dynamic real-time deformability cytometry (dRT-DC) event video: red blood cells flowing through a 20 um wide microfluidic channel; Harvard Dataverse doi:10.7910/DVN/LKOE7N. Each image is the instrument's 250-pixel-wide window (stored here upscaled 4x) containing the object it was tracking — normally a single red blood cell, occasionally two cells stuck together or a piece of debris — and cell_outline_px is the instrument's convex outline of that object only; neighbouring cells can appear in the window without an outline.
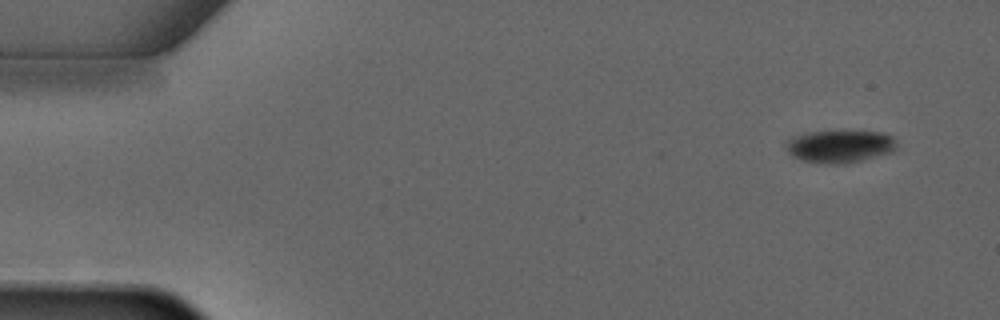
{"species": "common noctule bat (a hibernating species)", "species_latin": "Nyctalus noctula", "temperature_condition": "warm", "stored_images_in_passage": 4, "camera_frame_rate_fps": 3000, "um_per_image_px": 0.085, "animal": {"sex": "male", "forearm_length_mm": 52.5}, "frame": {"image": 1, "passage_image": 1, "time_ms": 0.0, "image_size_px": [1000, 320], "cell_outline_px": [[896, 148], [892, 152], [844, 164], [828, 164], [804, 160], [792, 156], [784, 148], [784, 144], [792, 136], [808, 132], [884, 132], [892, 136], [896, 140]], "centroid_in_image_um": [71.36, 12.44], "position_along_channel_um": 13.6, "area_um2": 20.87}}
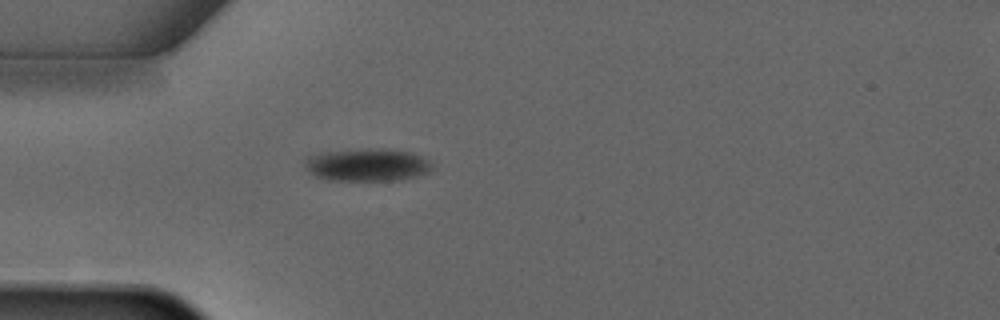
{"frame": {"image": 2, "passage_image": 4, "time_ms": 3.333, "image_size_px": [1000, 320], "cell_outline_px": [[436, 168], [432, 172], [400, 180], [328, 180], [316, 176], [308, 172], [304, 168], [304, 160], [308, 156], [320, 152], [368, 148], [376, 148], [412, 152], [428, 160]], "centroid_in_image_um": [31.22, 14.01], "position_along_channel_um": 53.8, "area_um2": 24.62}}